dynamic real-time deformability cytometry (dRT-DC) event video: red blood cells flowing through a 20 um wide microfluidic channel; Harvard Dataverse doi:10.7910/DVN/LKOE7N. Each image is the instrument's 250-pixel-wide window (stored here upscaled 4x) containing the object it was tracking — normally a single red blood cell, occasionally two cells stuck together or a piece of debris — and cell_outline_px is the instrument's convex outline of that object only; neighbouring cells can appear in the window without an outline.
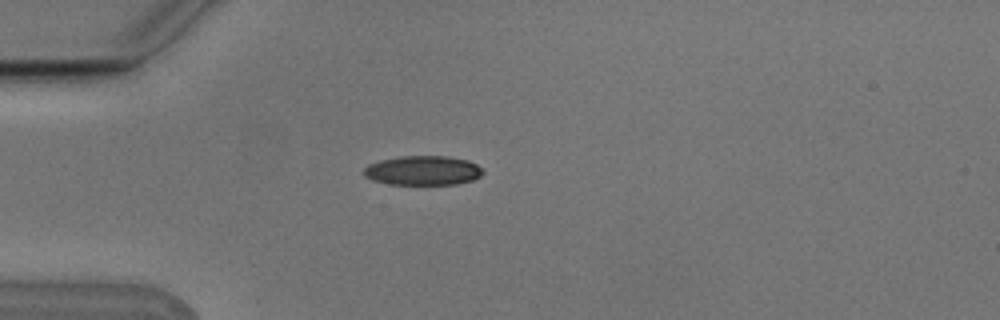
{"species": "Egyptian fruit bat (a non-hibernating species)", "species_latin": "Rousettus aegyptiacus", "temperature_condition": "cold", "stored_images_in_passage": 2, "camera_frame_rate_fps": 3000, "um_per_image_px": 0.085, "animal": {"sex": "male"}, "frame": {"image": 1, "passage_image": 2, "time_ms": 0.333, "image_size_px": [1000, 320], "cell_outline_px": [[484, 172], [480, 176], [472, 180], [456, 184], [388, 184], [372, 180], [364, 176], [364, 168], [368, 164], [380, 160], [400, 156], [448, 156], [468, 160], [476, 164]], "centroid_in_image_um": [35.93, 14.49], "position_along_channel_um": 49.1, "area_um2": 20.4}}